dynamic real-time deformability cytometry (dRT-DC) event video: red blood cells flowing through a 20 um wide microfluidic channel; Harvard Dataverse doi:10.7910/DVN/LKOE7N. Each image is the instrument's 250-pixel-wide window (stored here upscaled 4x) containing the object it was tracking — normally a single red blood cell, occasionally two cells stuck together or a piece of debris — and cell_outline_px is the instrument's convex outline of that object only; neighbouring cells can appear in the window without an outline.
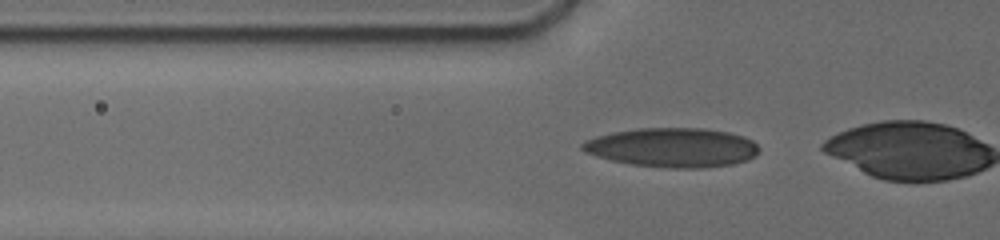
{"species": "human", "species_latin": "Homo sapiens", "temperature_condition": "cold", "stored_images_in_passage": 43, "camera_frame_rate_fps": 3000, "um_per_image_px": 0.085, "donor": {"sex": "male"}, "frame": {"image": 1, "passage_image": 10, "time_ms": 2.333, "image_size_px": [1000, 240], "cell_outline_px": [[760, 148], [756, 156], [748, 160], [732, 164], [700, 168], [668, 168], [632, 164], [612, 160], [584, 152], [580, 148], [580, 144], [584, 140], [596, 136], [612, 132], [636, 128], [704, 128], [728, 132], [744, 136], [752, 140]], "centroid_in_image_um": [57.16, 12.53], "position_along_channel_um": 68.6, "area_um2": 40.63}}
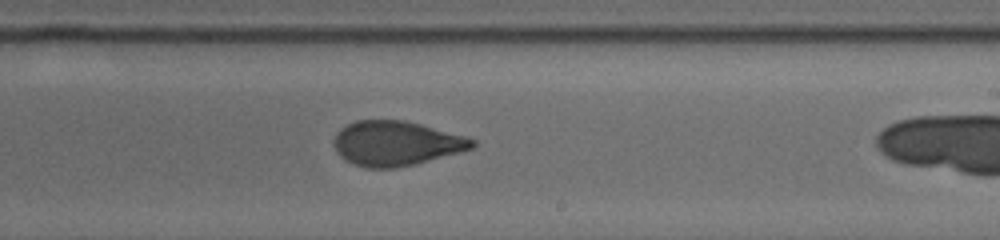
{"frame": {"image": 2, "passage_image": 29, "time_ms": 7.333, "image_size_px": [1000, 240], "cell_outline_px": [[476, 144], [472, 148], [460, 152], [416, 164], [396, 168], [364, 168], [352, 164], [344, 160], [336, 152], [332, 144], [336, 132], [340, 128], [356, 120], [404, 120], [420, 124], [464, 136], [476, 140]], "centroid_in_image_um": [33.61, 12.2], "position_along_channel_um": 255.4, "area_um2": 36.24}}
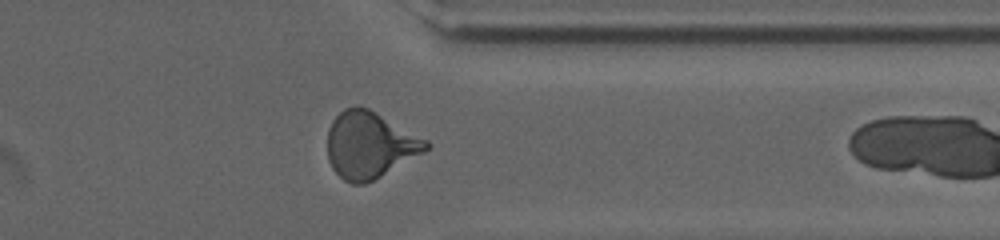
{"frame": {"image": 3, "passage_image": 41, "time_ms": 10.667, "image_size_px": [1000, 240], "cell_outline_px": [[432, 144], [424, 152], [380, 176], [364, 184], [352, 184], [344, 180], [332, 168], [328, 160], [328, 128], [332, 120], [344, 108], [356, 104], [360, 104], [368, 108], [428, 140]], "centroid_in_image_um": [31.4, 12.3], "position_along_channel_um": 380.0, "area_um2": 38.15}}